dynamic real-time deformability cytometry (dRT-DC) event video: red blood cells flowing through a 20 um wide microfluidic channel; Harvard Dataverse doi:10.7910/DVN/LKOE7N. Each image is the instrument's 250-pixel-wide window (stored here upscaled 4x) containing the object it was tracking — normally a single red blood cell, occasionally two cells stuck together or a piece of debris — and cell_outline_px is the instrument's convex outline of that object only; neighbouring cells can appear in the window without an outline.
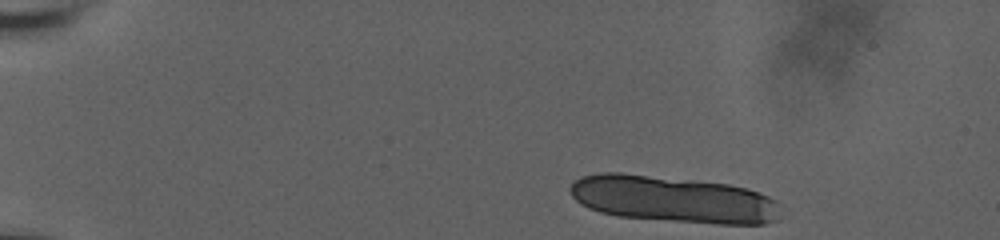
{"species": "human", "species_latin": "Homo sapiens", "temperature_condition": "room temperature", "stored_images_in_passage": 12, "camera_frame_rate_fps": 3000, "um_per_image_px": 0.085, "donor": {"sex": "male"}, "frame": {"image": 1, "passage_image": 1, "time_ms": 0.0, "image_size_px": [1000, 240], "cell_outline_px": [[776, 220], [764, 224], [716, 224], [616, 216], [600, 212], [588, 208], [580, 204], [572, 196], [568, 188], [580, 176], [600, 172], [620, 172], [728, 184], [744, 188], [768, 196], [776, 200]], "centroid_in_image_um": [57.13, 16.93], "position_along_channel_um": 27.9, "area_um2": 56.93}}